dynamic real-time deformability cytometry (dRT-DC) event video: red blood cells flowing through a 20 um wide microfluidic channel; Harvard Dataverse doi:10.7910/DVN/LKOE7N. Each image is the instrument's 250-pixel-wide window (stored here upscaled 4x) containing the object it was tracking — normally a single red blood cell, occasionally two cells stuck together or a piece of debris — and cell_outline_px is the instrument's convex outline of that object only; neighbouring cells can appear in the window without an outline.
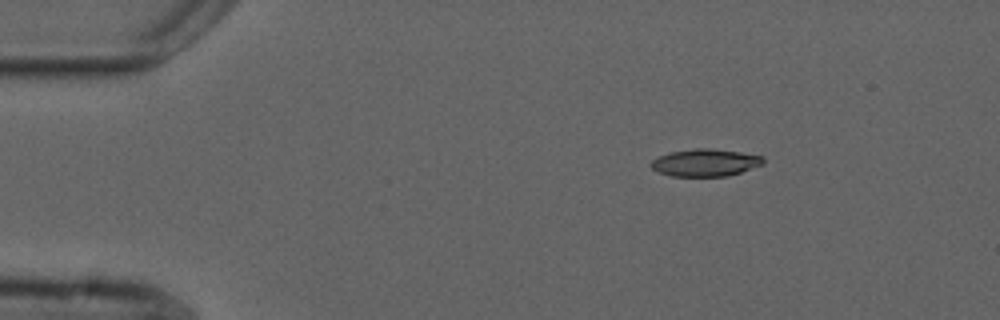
{"species": "common noctule bat (a hibernating species)", "species_latin": "Nyctalus noctula", "temperature_condition": "cold", "stored_images_in_passage": 4, "camera_frame_rate_fps": 3000, "um_per_image_px": 0.085, "animal": {"sex": "male", "forearm_length_mm": 52.5}, "frame": {"image": 1, "passage_image": 3, "time_ms": 2.667, "image_size_px": [1000, 320], "cell_outline_px": [[764, 164], [728, 176], [672, 176], [660, 172], [652, 168], [648, 164], [652, 160], [660, 156], [672, 152], [696, 148], [712, 148], [740, 152], [764, 156]], "centroid_in_image_um": [59.97, 13.82], "position_along_channel_um": 25.0, "area_um2": 17.8}}